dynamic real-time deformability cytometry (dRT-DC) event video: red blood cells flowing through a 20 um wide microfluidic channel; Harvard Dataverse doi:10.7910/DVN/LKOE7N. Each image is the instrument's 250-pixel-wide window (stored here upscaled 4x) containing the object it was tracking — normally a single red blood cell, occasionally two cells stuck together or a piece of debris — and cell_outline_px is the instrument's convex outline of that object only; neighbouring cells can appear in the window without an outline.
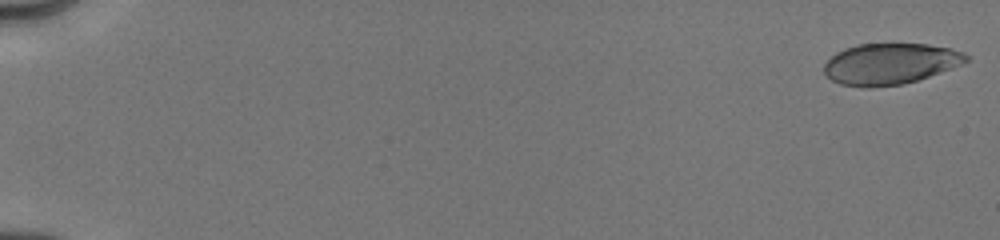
{"species": "human", "species_latin": "Homo sapiens", "temperature_condition": "cold", "stored_images_in_passage": 20, "camera_frame_rate_fps": 3000, "um_per_image_px": 0.085, "donor": {"sex": "male"}, "frame": {"image": 1, "passage_image": 1, "time_ms": 0.0, "image_size_px": [1000, 240], "cell_outline_px": [[968, 60], [960, 64], [928, 76], [904, 84], [872, 88], [868, 88], [840, 84], [832, 80], [824, 72], [824, 64], [836, 52], [844, 48], [856, 44], [928, 44], [952, 48], [964, 52], [968, 56]], "centroid_in_image_um": [75.63, 5.42], "position_along_channel_um": 9.4, "area_um2": 33.93}}
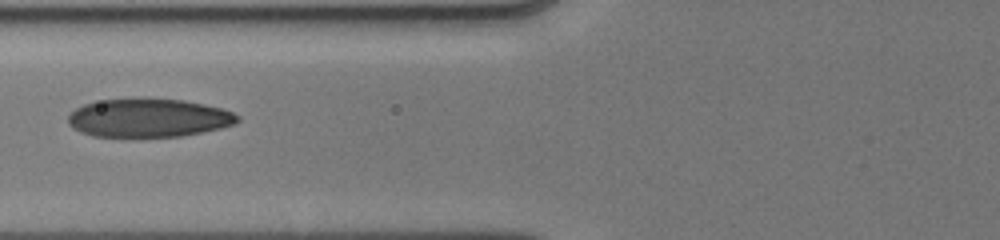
{"frame": {"image": 2, "passage_image": 15, "time_ms": 7.333, "image_size_px": [1000, 240], "cell_outline_px": [[240, 120], [236, 124], [220, 128], [180, 136], [92, 136], [80, 132], [72, 128], [68, 124], [68, 116], [76, 108], [84, 104], [104, 100], [184, 100], [204, 104], [220, 108], [232, 112], [240, 116]], "centroid_in_image_um": [12.64, 10.04], "position_along_channel_um": 113.2, "area_um2": 37.22}}
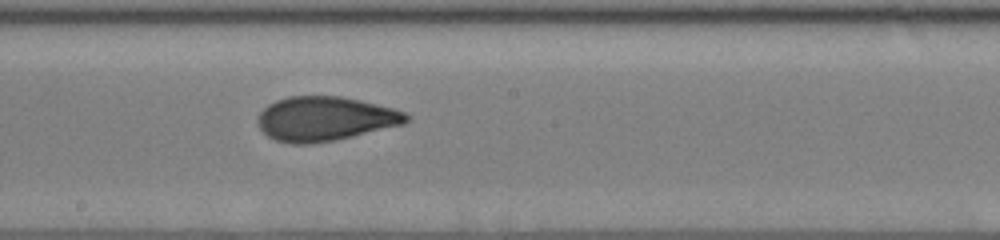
{"frame": {"image": 3, "passage_image": 20, "time_ms": 10.0, "image_size_px": [1000, 240], "cell_outline_px": [[412, 116], [404, 124], [336, 140], [308, 144], [292, 144], [276, 140], [268, 136], [256, 124], [256, 120], [260, 112], [268, 104], [276, 100], [288, 96], [340, 96], [360, 100], [392, 108], [404, 112]], "centroid_in_image_um": [27.61, 10.09], "position_along_channel_um": 220.6, "area_um2": 38.44}}